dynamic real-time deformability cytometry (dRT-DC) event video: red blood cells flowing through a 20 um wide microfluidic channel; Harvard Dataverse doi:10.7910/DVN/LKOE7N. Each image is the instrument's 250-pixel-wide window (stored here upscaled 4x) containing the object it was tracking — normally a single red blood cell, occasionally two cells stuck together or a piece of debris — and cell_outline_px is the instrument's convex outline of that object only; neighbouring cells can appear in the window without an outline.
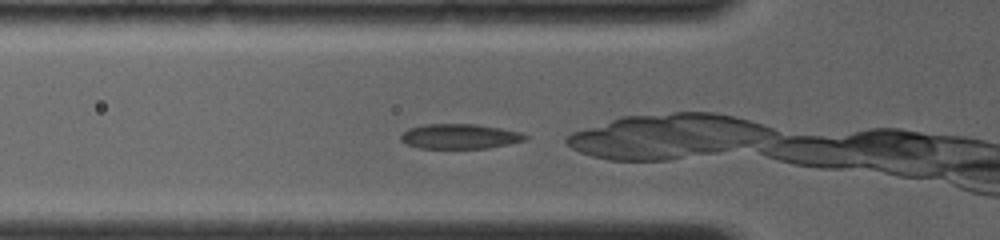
{"species": "common noctule bat (a hibernating species)", "species_latin": "Nyctalus noctula", "temperature_condition": "room temperature", "stored_images_in_passage": 10, "camera_frame_rate_fps": 4000, "um_per_image_px": 0.085, "animal": {"sex": "female", "body_mass_g": 19.0, "forearm_length_mm": 56.7}, "frame": {"image": 1, "passage_image": 5, "time_ms": 1.75, "image_size_px": [1000, 240], "cell_outline_px": [[528, 140], [488, 148], [420, 148], [408, 144], [400, 140], [400, 136], [408, 128], [424, 124], [476, 124], [500, 128], [520, 132], [528, 136]], "centroid_in_image_um": [39.09, 11.59], "position_along_channel_um": 86.7, "area_um2": 18.03}}